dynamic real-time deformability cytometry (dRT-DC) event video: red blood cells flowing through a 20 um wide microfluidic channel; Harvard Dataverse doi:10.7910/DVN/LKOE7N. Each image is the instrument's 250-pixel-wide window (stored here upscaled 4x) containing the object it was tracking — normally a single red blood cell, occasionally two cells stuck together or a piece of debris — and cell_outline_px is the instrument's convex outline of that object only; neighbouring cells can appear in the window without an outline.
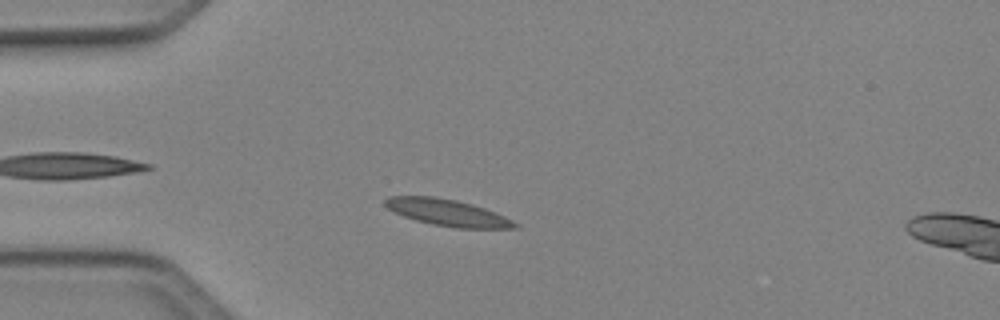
{"species": "Egyptian fruit bat (a non-hibernating species)", "species_latin": "Rousettus aegyptiacus", "temperature_condition": "cold", "stored_images_in_passage": 45, "camera_frame_rate_fps": 3000, "um_per_image_px": 0.085, "animal": {"sex": "female"}, "frame": {"image": 1, "passage_image": 9, "time_ms": 2.667, "image_size_px": [1000, 320], "cell_outline_px": [[520, 228], [456, 228], [432, 224], [416, 220], [404, 216], [388, 208], [384, 204], [384, 200], [388, 196], [432, 196], [456, 200], [472, 204], [496, 212], [520, 224]], "centroid_in_image_um": [38.07, 18.07], "position_along_channel_um": 46.9, "area_um2": 20.06}}
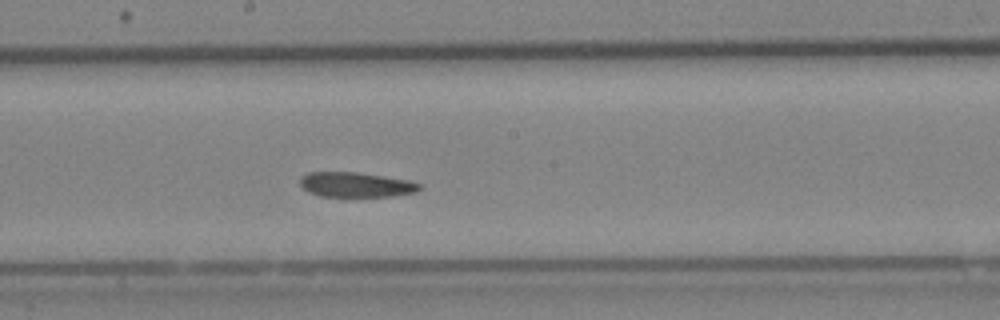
{"frame": {"image": 2, "passage_image": 23, "time_ms": 7.333, "image_size_px": [1000, 320], "cell_outline_px": [[420, 188], [416, 192], [392, 196], [320, 196], [308, 192], [300, 184], [300, 180], [308, 172], [356, 172], [408, 180], [420, 184]], "centroid_in_image_um": [30.24, 15.7], "position_along_channel_um": 218.0, "area_um2": 17.05}}
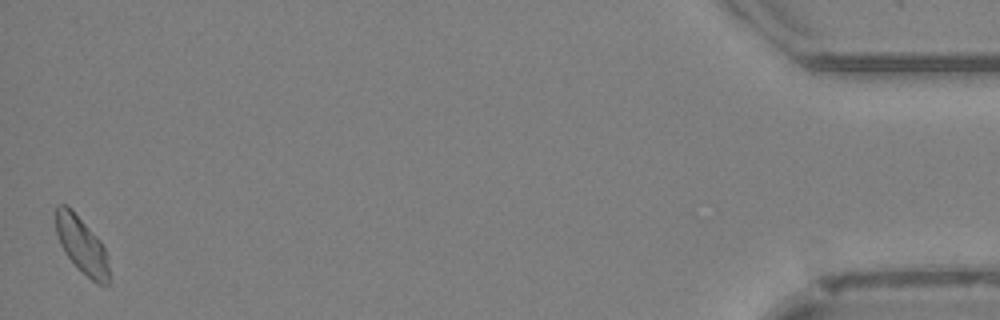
{"frame": {"image": 3, "passage_image": 45, "time_ms": 14.667, "image_size_px": [1000, 320], "cell_outline_px": [[108, 284], [96, 284], [76, 268], [64, 252], [60, 244], [56, 232], [56, 204], [68, 204], [100, 240], [104, 248], [108, 264]], "centroid_in_image_um": [6.91, 20.83], "position_along_channel_um": 428.3, "area_um2": 17.63}, "authors_computed_cell_mechanics": {"area_um2": 18.5538, "velocity_mm_per_s": 4.0726, "shape_relaxation_time_tau1_ms": 4.7735, "shape_relaxation_time_tau2_ms": 9.8069, "deformation_change_tau1": 0.1125, "deformation_change_tau2": 0.1312}}